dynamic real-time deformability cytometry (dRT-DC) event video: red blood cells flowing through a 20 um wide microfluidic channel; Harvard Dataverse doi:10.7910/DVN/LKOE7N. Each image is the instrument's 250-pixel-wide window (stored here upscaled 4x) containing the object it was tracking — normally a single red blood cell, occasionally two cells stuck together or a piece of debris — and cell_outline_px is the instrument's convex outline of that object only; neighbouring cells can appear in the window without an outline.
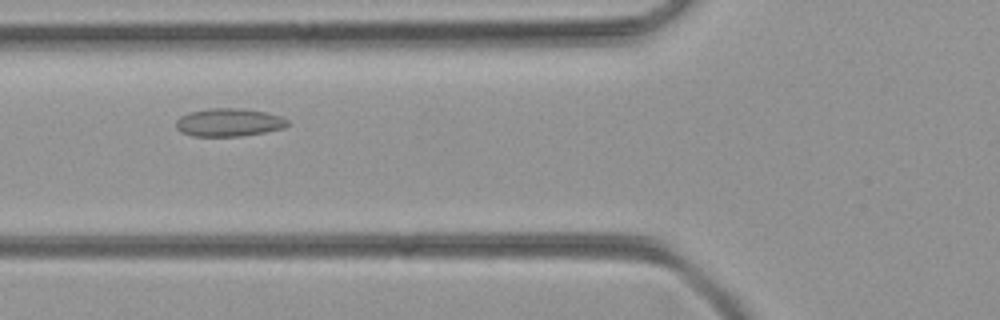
{"species": "common noctule bat (a hibernating species)", "species_latin": "Nyctalus noctula", "temperature_condition": "room temperature", "stored_images_in_passage": 31, "camera_frame_rate_fps": 3000, "um_per_image_px": 0.085, "animal": {"sex": "female", "body_mass_g": 21.9}, "frame": {"image": 1, "passage_image": 7, "time_ms": 2.0, "image_size_px": [1000, 320], "cell_outline_px": [[288, 124], [284, 128], [264, 132], [240, 136], [192, 136], [180, 132], [176, 128], [176, 120], [180, 116], [188, 112], [208, 108], [240, 108], [268, 112], [280, 116], [288, 120]], "centroid_in_image_um": [19.43, 10.4], "position_along_channel_um": 106.4, "area_um2": 18.38}}
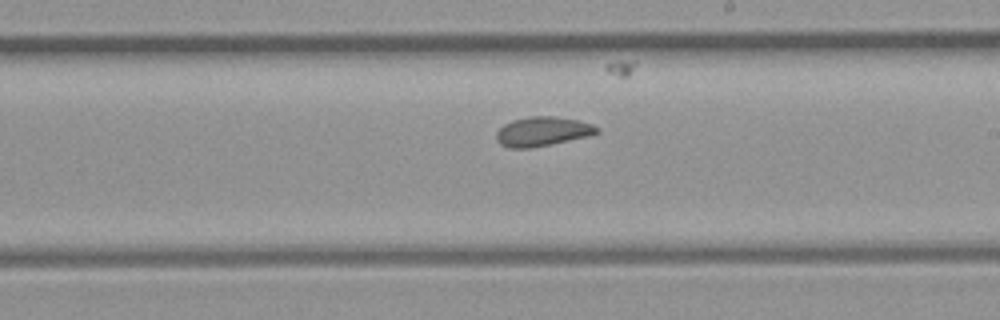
{"frame": {"image": 2, "passage_image": 17, "time_ms": 5.333, "image_size_px": [1000, 320], "cell_outline_px": [[600, 132], [592, 136], [552, 144], [528, 148], [508, 148], [500, 144], [496, 140], [496, 132], [504, 124], [512, 120], [528, 116], [556, 116], [580, 120], [592, 124], [600, 128]], "centroid_in_image_um": [46.15, 11.17], "position_along_channel_um": 242.8, "area_um2": 17.57}}
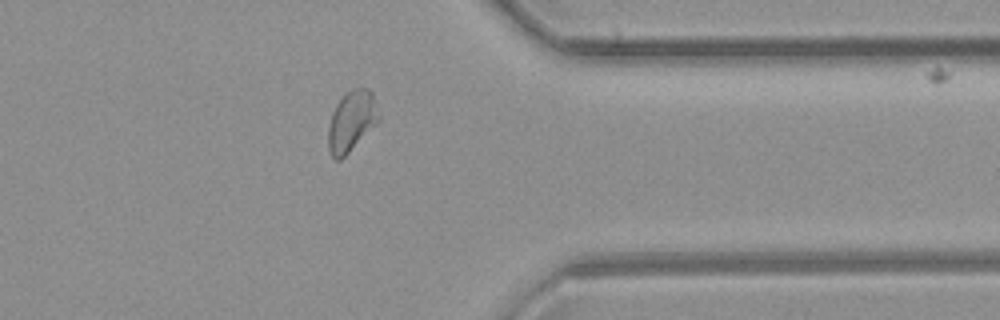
{"frame": {"image": 3, "passage_image": 28, "time_ms": 9.0, "image_size_px": [1000, 320], "cell_outline_px": [[380, 120], [340, 160], [336, 160], [328, 152], [328, 128], [332, 112], [336, 104], [352, 88], [368, 88], [372, 92], [380, 116]], "centroid_in_image_um": [29.88, 10.3], "position_along_channel_um": 381.5, "area_um2": 17.63}}